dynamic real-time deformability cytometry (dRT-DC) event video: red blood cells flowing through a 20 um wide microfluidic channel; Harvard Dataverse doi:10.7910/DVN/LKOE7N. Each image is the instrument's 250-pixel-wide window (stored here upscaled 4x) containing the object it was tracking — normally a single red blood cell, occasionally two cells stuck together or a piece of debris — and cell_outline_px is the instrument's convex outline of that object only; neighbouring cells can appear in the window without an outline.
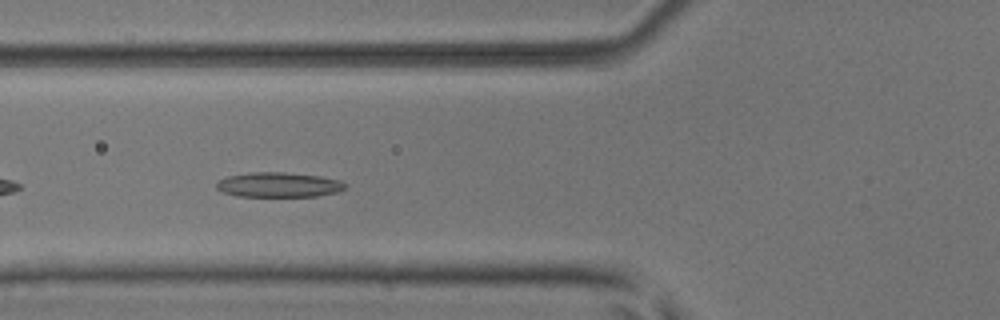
{"species": "common noctule bat (a hibernating species)", "species_latin": "Nyctalus noctula", "temperature_condition": "room temperature", "stored_images_in_passage": 37, "camera_frame_rate_fps": 3000, "um_per_image_px": 0.085, "animal": {"sex": "male", "body_mass_g": 17.9, "forearm_length_mm": 54.2}, "frame": {"image": 1, "passage_image": 5, "time_ms": 1.333, "image_size_px": [1000, 320], "cell_outline_px": [[348, 188], [336, 192], [316, 196], [236, 196], [220, 192], [216, 188], [216, 184], [220, 180], [228, 176], [248, 172], [284, 172], [320, 176], [340, 180], [348, 184]], "centroid_in_image_um": [23.7, 15.7], "position_along_channel_um": 102.1, "area_um2": 18.79}}
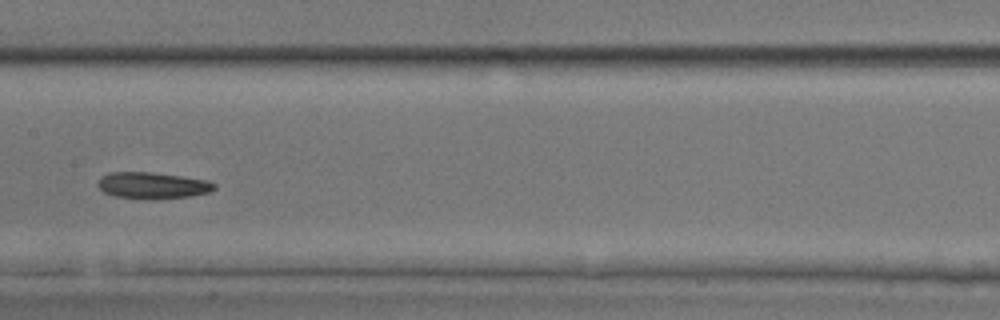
{"frame": {"image": 2, "passage_image": 12, "time_ms": 3.667, "image_size_px": [1000, 320], "cell_outline_px": [[216, 188], [208, 192], [192, 196], [152, 200], [116, 196], [104, 192], [96, 184], [100, 176], [112, 172], [152, 172], [208, 180], [216, 184]], "centroid_in_image_um": [12.97, 15.76], "position_along_channel_um": 194.4, "area_um2": 18.09}}
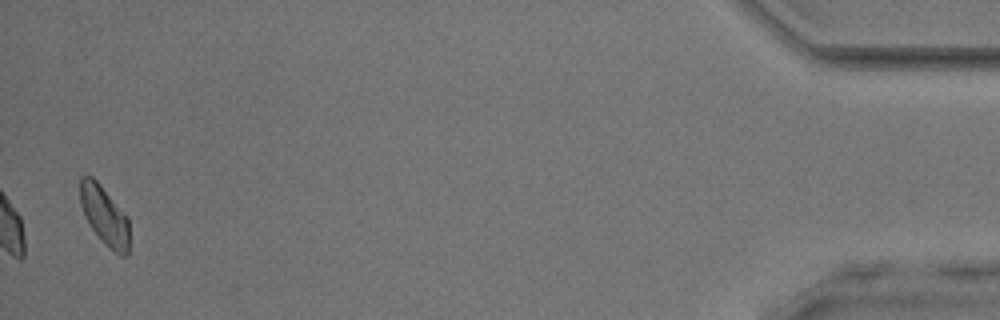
{"frame": {"image": 3, "passage_image": 36, "time_ms": 11.667, "image_size_px": [1000, 320], "cell_outline_px": [[128, 252], [124, 256], [120, 256], [104, 244], [92, 228], [84, 216], [80, 204], [80, 176], [92, 176], [100, 184], [128, 216]], "centroid_in_image_um": [8.87, 18.31], "position_along_channel_um": 426.3, "area_um2": 16.88}, "authors_computed_cell_mechanics": {"area_um2": 17.629, "velocity_mm_per_s": 3.9719, "shape_relaxation_time_tau1_ms": 9.6587, "shape_relaxation_time_tau2_ms": null, "deformation_change_tau1": 0.1269, "deformation_change_tau2": null}}